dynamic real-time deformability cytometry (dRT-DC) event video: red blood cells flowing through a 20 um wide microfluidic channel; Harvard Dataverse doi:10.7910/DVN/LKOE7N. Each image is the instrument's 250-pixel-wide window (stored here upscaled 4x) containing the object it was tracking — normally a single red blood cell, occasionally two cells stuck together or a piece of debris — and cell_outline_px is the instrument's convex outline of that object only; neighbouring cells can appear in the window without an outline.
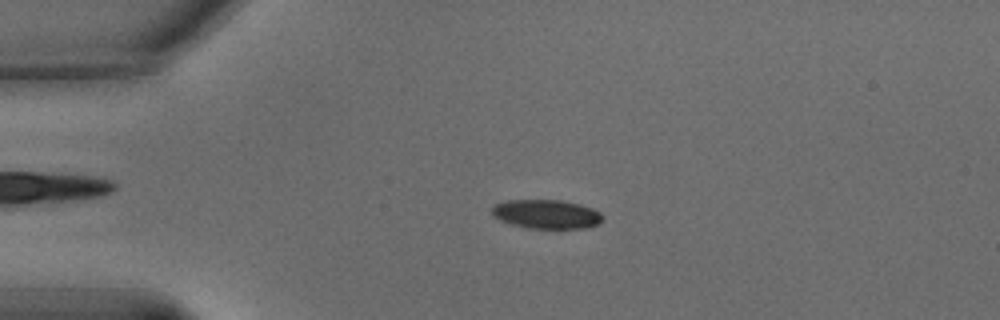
{"species": "common noctule bat (a hibernating species)", "species_latin": "Nyctalus noctula", "temperature_condition": "warm", "stored_images_in_passage": 59, "camera_frame_rate_fps": 3000, "um_per_image_px": 0.085, "animal": {"sex": "male", "body_mass_g": 15.6}, "frame": {"image": 1, "passage_image": 14, "time_ms": 4.333, "image_size_px": [1000, 320], "cell_outline_px": [[604, 220], [600, 224], [584, 228], [528, 228], [512, 224], [500, 220], [492, 216], [492, 208], [496, 204], [508, 200], [560, 200], [580, 204], [592, 208], [600, 212], [604, 216]], "centroid_in_image_um": [46.49, 18.2], "position_along_channel_um": 38.5, "area_um2": 18.79}}
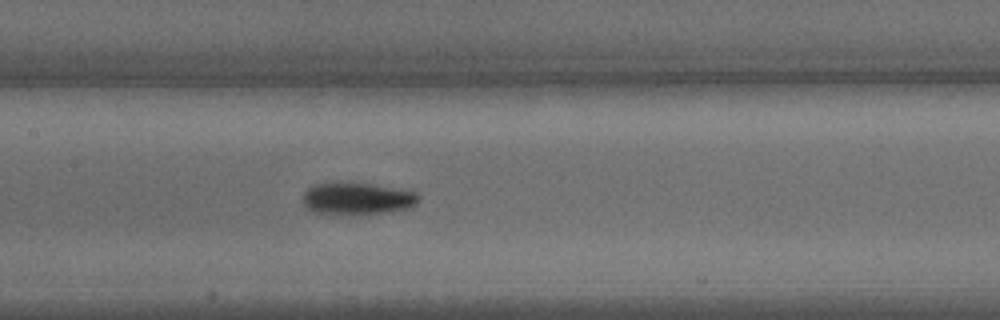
{"frame": {"image": 2, "passage_image": 29, "time_ms": 9.333, "image_size_px": [1000, 320], "cell_outline_px": [[420, 200], [416, 204], [408, 208], [388, 212], [360, 216], [332, 216], [312, 212], [304, 204], [304, 192], [308, 188], [316, 184], [336, 180], [352, 180], [416, 192], [420, 196]], "centroid_in_image_um": [30.32, 16.88], "position_along_channel_um": 177.1, "area_um2": 23.06}}
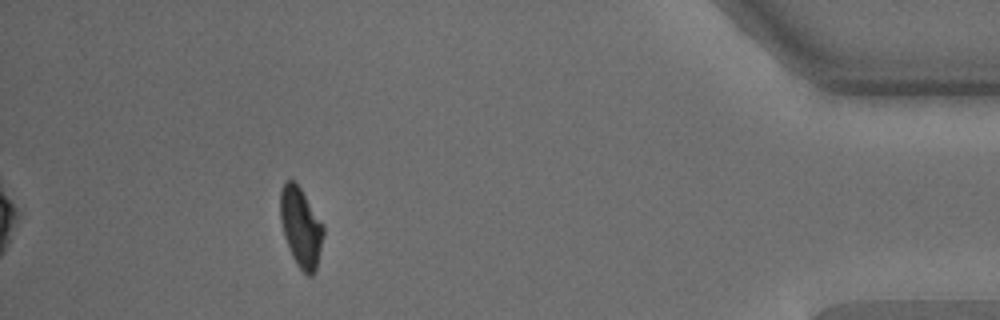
{"frame": {"image": 3, "passage_image": 54, "time_ms": 17.667, "image_size_px": [1000, 320], "cell_outline_px": [[324, 236], [316, 268], [312, 276], [308, 276], [296, 264], [292, 256], [284, 236], [280, 220], [280, 188], [284, 180], [292, 180], [300, 188], [324, 224]], "centroid_in_image_um": [25.57, 19.3], "position_along_channel_um": 409.6, "area_um2": 20.06}, "authors_computed_cell_mechanics": {"area_um2": 20.9236, "velocity_mm_per_s": 3.424, "shape_relaxation_time_tau1_ms": 2.229, "shape_relaxation_time_tau2_ms": null, "deformation_change_tau1": 0.1209, "deformation_change_tau2": null}}